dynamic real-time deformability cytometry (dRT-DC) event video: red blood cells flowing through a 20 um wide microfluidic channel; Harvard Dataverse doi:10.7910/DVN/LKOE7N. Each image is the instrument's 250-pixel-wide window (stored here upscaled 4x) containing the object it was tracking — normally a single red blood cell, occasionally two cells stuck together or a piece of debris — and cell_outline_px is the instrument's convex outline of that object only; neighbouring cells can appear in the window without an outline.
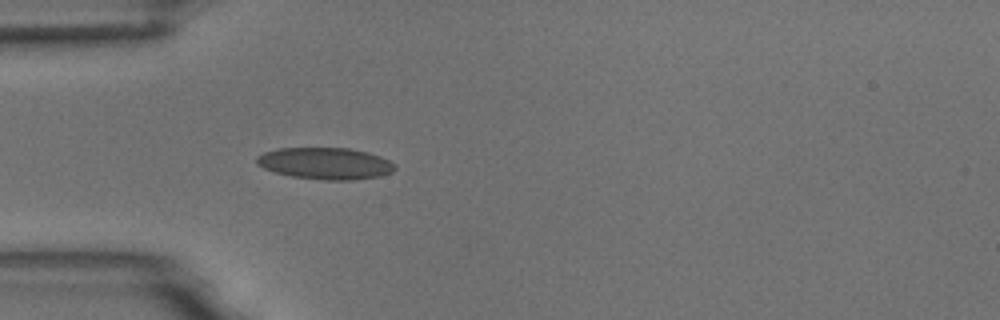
{"species": "common noctule bat (a hibernating species)", "species_latin": "Nyctalus noctula", "temperature_condition": "room temperature", "stored_images_in_passage": 1, "camera_frame_rate_fps": 3000, "um_per_image_px": 0.085, "animal": {"sex": "male", "body_mass_g": 18.8}, "frame": {"image": 1, "passage_image": 1, "time_ms": 0.0, "image_size_px": [1000, 320], "cell_outline_px": [[396, 168], [392, 172], [380, 176], [352, 180], [324, 180], [292, 176], [276, 172], [264, 168], [256, 164], [256, 156], [264, 152], [276, 148], [348, 148], [368, 152], [380, 156], [396, 164]], "centroid_in_image_um": [27.66, 13.88], "position_along_channel_um": 57.3, "area_um2": 25.61}}